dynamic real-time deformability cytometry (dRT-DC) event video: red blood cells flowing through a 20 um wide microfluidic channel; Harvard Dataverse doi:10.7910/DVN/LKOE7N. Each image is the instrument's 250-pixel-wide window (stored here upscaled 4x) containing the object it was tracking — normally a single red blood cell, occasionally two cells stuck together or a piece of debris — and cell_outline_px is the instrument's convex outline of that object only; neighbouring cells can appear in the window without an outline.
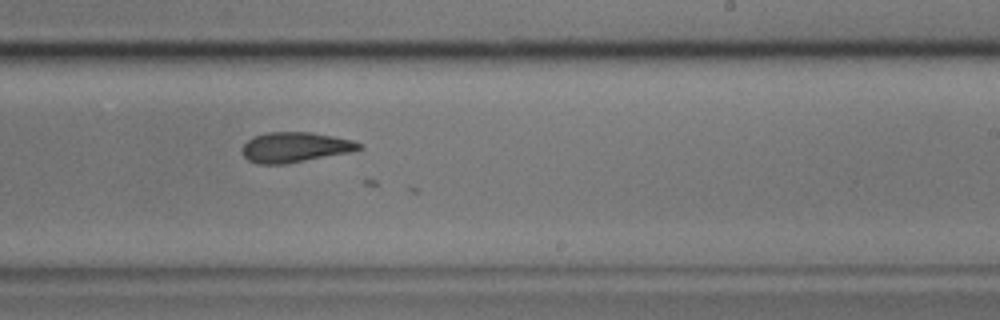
{"species": "common noctule bat (a hibernating species)", "species_latin": "Nyctalus noctula", "temperature_condition": "cold", "stored_images_in_passage": 32, "camera_frame_rate_fps": 3000, "um_per_image_px": 0.085, "animal": {"sex": "male", "body_mass_g": 17.9}, "frame": {"image": 1, "passage_image": 16, "time_ms": 5.0, "image_size_px": [1000, 320], "cell_outline_px": [[364, 148], [352, 152], [284, 164], [256, 164], [248, 160], [240, 152], [244, 144], [252, 136], [268, 132], [312, 132], [352, 140], [364, 144]], "centroid_in_image_um": [25.08, 12.51], "position_along_channel_um": 263.9, "area_um2": 20.75}}
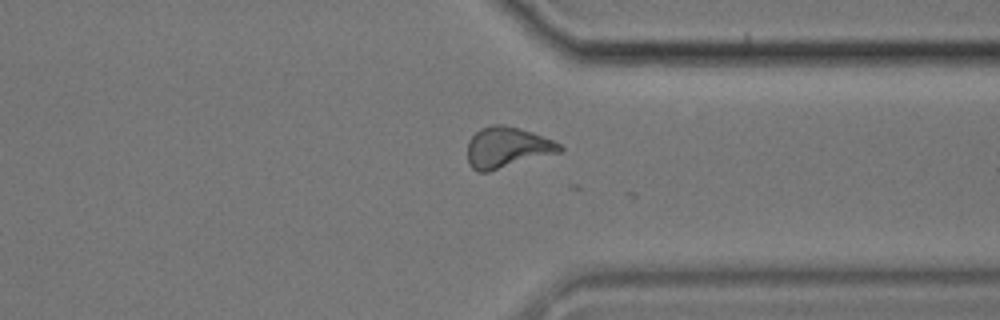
{"frame": {"image": 2, "passage_image": 25, "time_ms": 8.0, "image_size_px": [1000, 320], "cell_outline_px": [[564, 152], [488, 172], [476, 172], [468, 164], [468, 140], [480, 128], [492, 124], [504, 124], [520, 128], [532, 132], [552, 140], [560, 144], [564, 148]], "centroid_in_image_um": [43.12, 12.54], "position_along_channel_um": 368.3, "area_um2": 22.37}}